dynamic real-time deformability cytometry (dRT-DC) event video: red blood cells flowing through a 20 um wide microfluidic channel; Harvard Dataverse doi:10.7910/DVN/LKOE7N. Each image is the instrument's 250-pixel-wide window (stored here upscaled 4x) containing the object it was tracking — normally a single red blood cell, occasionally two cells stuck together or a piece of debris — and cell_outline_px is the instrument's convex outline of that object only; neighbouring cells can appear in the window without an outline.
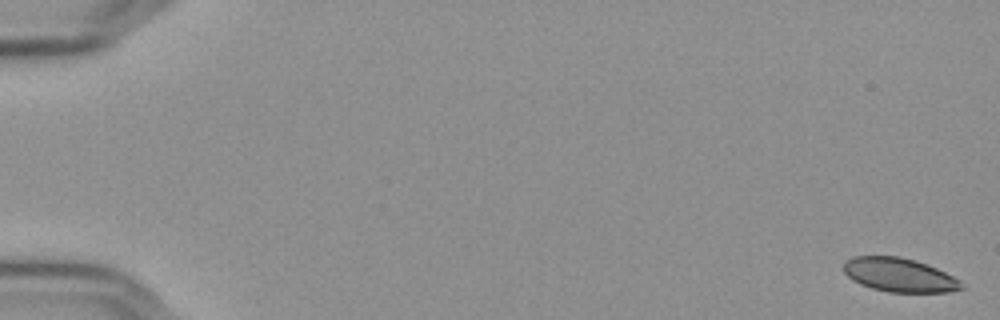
{"species": "Egyptian fruit bat (a non-hibernating species)", "species_latin": "Rousettus aegyptiacus", "temperature_condition": "cold", "stored_images_in_passage": 57, "camera_frame_rate_fps": 3000, "um_per_image_px": 0.085, "frame": {"image": 1, "passage_image": 1, "time_ms": 0.0, "image_size_px": [1000, 320], "cell_outline_px": [[964, 288], [948, 292], [888, 292], [872, 288], [860, 284], [852, 280], [844, 272], [844, 260], [852, 256], [900, 256], [916, 260], [936, 268], [960, 280]], "centroid_in_image_um": [76.41, 23.36], "position_along_channel_um": 8.6, "area_um2": 23.29}}
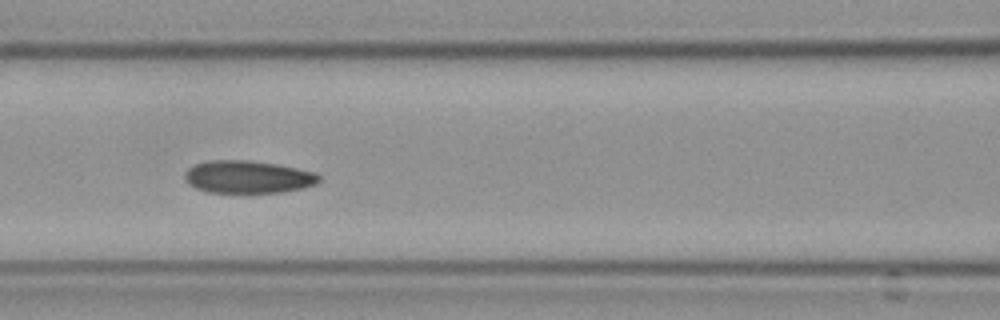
{"frame": {"image": 2, "passage_image": 26, "time_ms": 8.333, "image_size_px": [1000, 320], "cell_outline_px": [[320, 180], [316, 184], [304, 188], [280, 192], [208, 192], [196, 188], [188, 184], [184, 176], [184, 172], [188, 168], [196, 164], [212, 160], [248, 160], [276, 164], [316, 172], [320, 176]], "centroid_in_image_um": [21.08, 15.03], "position_along_channel_um": 145.5, "area_um2": 25.43}}
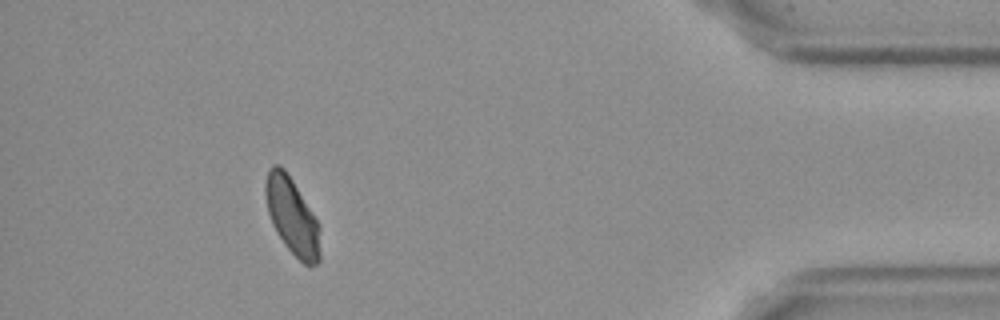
{"frame": {"image": 3, "passage_image": 52, "time_ms": 17.0, "image_size_px": [1000, 320], "cell_outline_px": [[320, 260], [316, 264], [304, 264], [284, 244], [276, 232], [272, 224], [268, 212], [264, 192], [264, 184], [268, 168], [272, 164], [276, 164], [284, 168], [292, 180], [312, 212], [320, 228]], "centroid_in_image_um": [24.8, 18.36], "position_along_channel_um": 410.4, "area_um2": 24.33}, "authors_computed_cell_mechanics": {"area_um2": 25.432, "velocity_mm_per_s": 3.6198, "shape_relaxation_time_tau1_ms": 6.839, "shape_relaxation_time_tau2_ms": 2.2234, "deformation_change_tau1": 0.1262, "deformation_change_tau2": 0.0621}}